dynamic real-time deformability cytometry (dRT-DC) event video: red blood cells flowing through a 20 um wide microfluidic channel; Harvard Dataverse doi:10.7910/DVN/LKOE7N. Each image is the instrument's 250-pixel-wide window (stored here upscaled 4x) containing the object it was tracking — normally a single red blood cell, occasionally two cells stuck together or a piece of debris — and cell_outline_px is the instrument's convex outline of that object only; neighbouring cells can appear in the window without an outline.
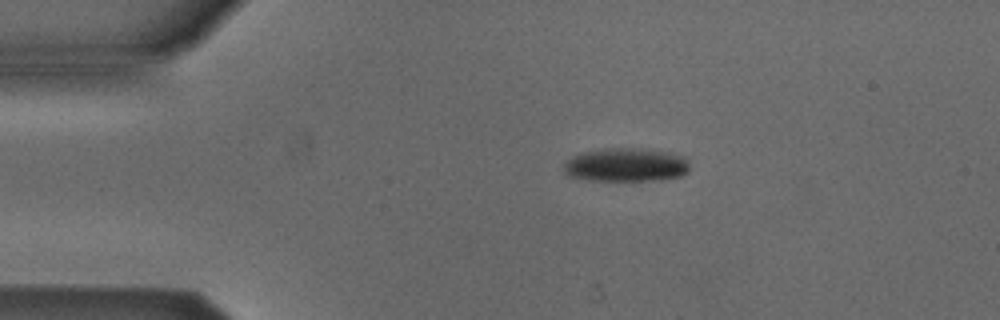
{"species": "Egyptian fruit bat (a non-hibernating species)", "species_latin": "Rousettus aegyptiacus", "temperature_condition": "cold", "stored_images_in_passage": 5, "camera_frame_rate_fps": 3000, "um_per_image_px": 0.085, "animal": {"sex": "male"}, "frame": {"image": 1, "passage_image": 2, "time_ms": 0.333, "image_size_px": [1000, 320], "cell_outline_px": [[688, 172], [680, 176], [660, 180], [588, 180], [568, 176], [564, 172], [564, 164], [572, 156], [584, 152], [604, 148], [628, 148], [668, 152], [684, 156], [688, 164]], "centroid_in_image_um": [53.19, 14.02], "position_along_channel_um": 31.8, "area_um2": 24.45}}